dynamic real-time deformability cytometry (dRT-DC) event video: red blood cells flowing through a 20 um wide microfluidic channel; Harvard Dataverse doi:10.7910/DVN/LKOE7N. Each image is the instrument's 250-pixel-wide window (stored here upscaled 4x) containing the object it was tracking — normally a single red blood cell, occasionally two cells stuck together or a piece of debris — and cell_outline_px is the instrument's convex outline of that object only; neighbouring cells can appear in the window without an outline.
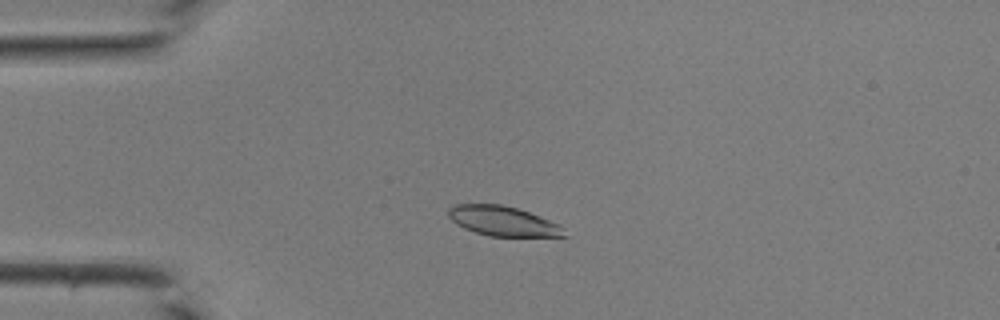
{"species": "common noctule bat (a hibernating species)", "species_latin": "Nyctalus noctula", "temperature_condition": "room temperature", "stored_images_in_passage": 34, "camera_frame_rate_fps": 3000, "um_per_image_px": 0.085, "animal": {"sex": "male", "body_mass_g": 19.0, "forearm_length_mm": 50.8}, "frame": {"image": 1, "passage_image": 2, "time_ms": 0.333, "image_size_px": [1000, 320], "cell_outline_px": [[568, 236], [488, 236], [464, 228], [456, 224], [448, 216], [448, 208], [452, 204], [500, 204], [516, 208], [528, 212], [560, 224], [564, 228]], "centroid_in_image_um": [42.73, 18.79], "position_along_channel_um": 42.3, "area_um2": 20.06}}
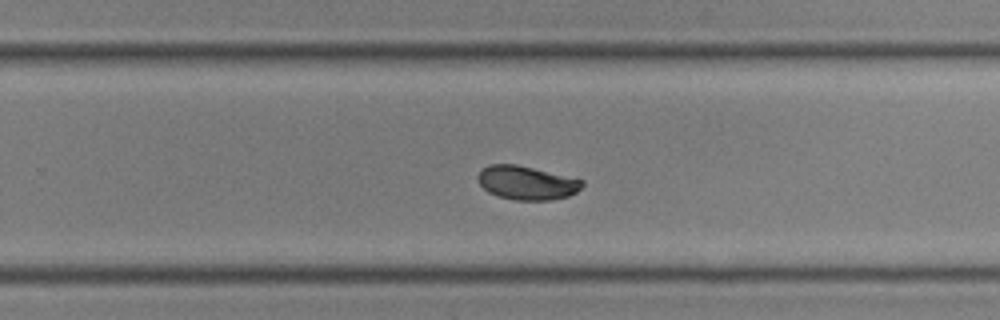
{"frame": {"image": 2, "passage_image": 19, "time_ms": 6.0, "image_size_px": [1000, 320], "cell_outline_px": [[584, 184], [576, 192], [568, 196], [552, 200], [516, 200], [500, 196], [488, 192], [476, 180], [476, 176], [488, 164], [516, 164], [584, 180]], "centroid_in_image_um": [44.76, 15.53], "position_along_channel_um": 285.0, "area_um2": 20.4}}
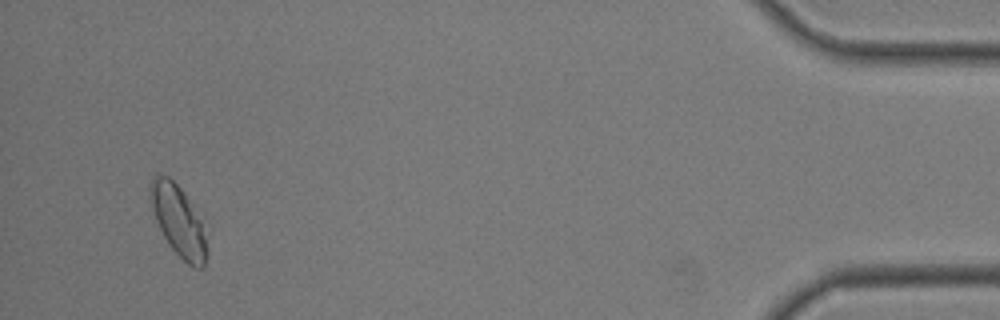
{"frame": {"image": 3, "passage_image": 32, "time_ms": 10.333, "image_size_px": [1000, 320], "cell_outline_px": [[208, 252], [204, 268], [196, 268], [188, 264], [172, 248], [164, 236], [156, 220], [148, 196], [148, 192], [152, 180], [156, 176], [168, 176], [184, 192], [200, 220]], "centroid_in_image_um": [15.15, 18.78], "position_along_channel_um": 420.1, "area_um2": 22.66}}